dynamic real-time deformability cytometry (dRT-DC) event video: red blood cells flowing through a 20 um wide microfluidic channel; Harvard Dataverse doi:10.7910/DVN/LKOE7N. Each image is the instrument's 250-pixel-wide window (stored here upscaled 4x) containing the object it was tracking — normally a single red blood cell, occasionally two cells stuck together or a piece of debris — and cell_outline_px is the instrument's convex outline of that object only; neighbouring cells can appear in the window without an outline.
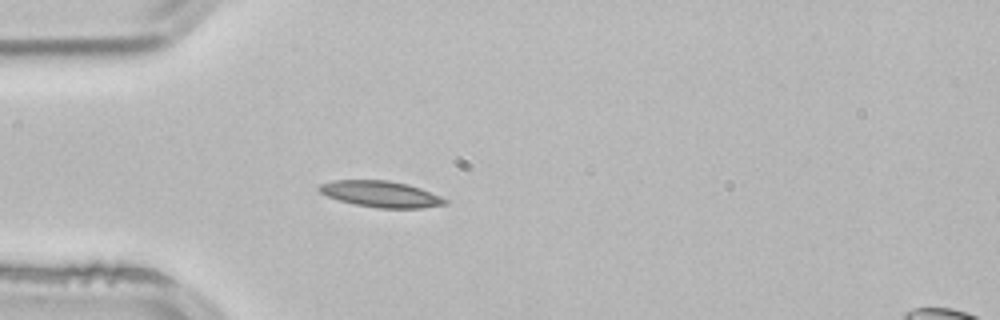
{"species": "common noctule bat (a hibernating species)", "species_latin": "Nyctalus noctula", "temperature_condition": "room temperature", "stored_images_in_passage": 3, "camera_frame_rate_fps": 3000, "um_per_image_px": 0.085, "animal": {"sex": "male", "body_mass_g": 21.5, "forearm_length_mm": 52.0}, "frame": {"image": 1, "passage_image": 3, "time_ms": 0.667, "image_size_px": [1000, 320], "cell_outline_px": [[448, 204], [420, 208], [380, 208], [356, 204], [340, 200], [328, 196], [320, 192], [316, 188], [320, 184], [332, 180], [388, 180], [408, 184], [420, 188], [440, 196], [448, 200]], "centroid_in_image_um": [32.38, 16.49], "position_along_channel_um": 52.6, "area_um2": 19.13}}